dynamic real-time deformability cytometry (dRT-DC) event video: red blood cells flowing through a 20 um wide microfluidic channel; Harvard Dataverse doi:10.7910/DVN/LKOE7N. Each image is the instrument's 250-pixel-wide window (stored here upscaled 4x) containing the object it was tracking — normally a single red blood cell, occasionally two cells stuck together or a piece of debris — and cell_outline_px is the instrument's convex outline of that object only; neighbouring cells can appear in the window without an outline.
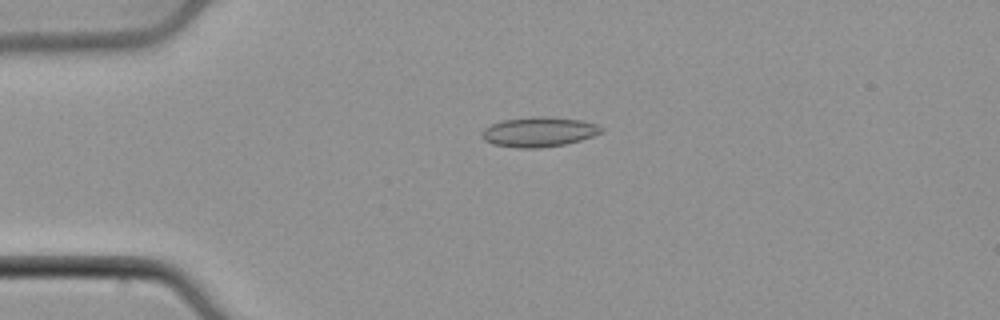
{"species": "common noctule bat (a hibernating species)", "species_latin": "Nyctalus noctula", "temperature_condition": "cold", "stored_images_in_passage": 49, "camera_frame_rate_fps": 3000, "um_per_image_px": 0.085, "animal": {"sex": "male", "body_mass_g": 21.5, "forearm_length_mm": 52.0}, "frame": {"image": 1, "passage_image": 12, "time_ms": 3.667, "image_size_px": [1000, 320], "cell_outline_px": [[604, 128], [600, 132], [592, 136], [580, 140], [564, 144], [540, 148], [516, 148], [492, 144], [484, 140], [480, 132], [484, 128], [492, 124], [504, 120], [532, 116], [544, 116], [580, 120], [596, 124]], "centroid_in_image_um": [45.76, 11.21], "position_along_channel_um": 39.2, "area_um2": 20.69}}
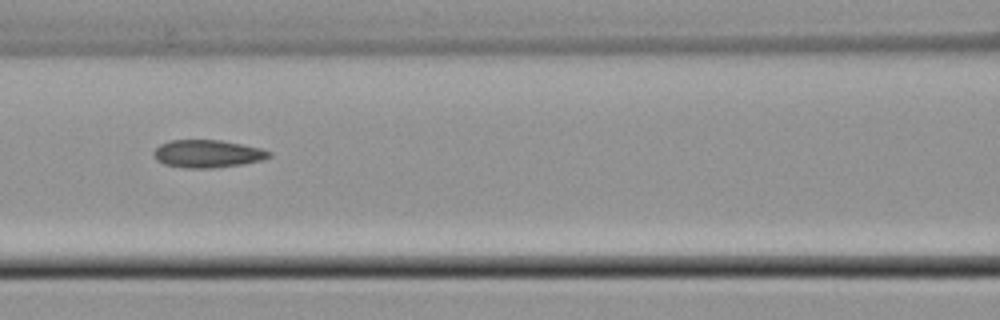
{"frame": {"image": 2, "passage_image": 22, "time_ms": 7.0, "image_size_px": [1000, 320], "cell_outline_px": [[272, 156], [260, 160], [244, 164], [212, 168], [184, 168], [164, 164], [156, 160], [152, 152], [160, 144], [172, 140], [220, 140], [260, 148], [272, 152]], "centroid_in_image_um": [17.62, 13.07], "position_along_channel_um": 149.0, "area_um2": 18.61}}
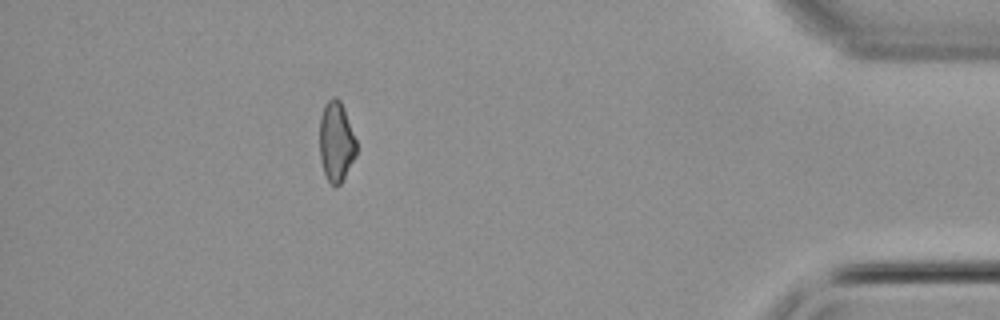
{"frame": {"image": 3, "passage_image": 44, "time_ms": 14.333, "image_size_px": [1000, 320], "cell_outline_px": [[356, 156], [340, 184], [336, 188], [328, 180], [324, 172], [320, 156], [320, 116], [324, 104], [332, 96], [336, 96], [340, 100], [344, 108], [356, 140]], "centroid_in_image_um": [28.57, 12.02], "position_along_channel_um": 406.6, "area_um2": 17.17}}